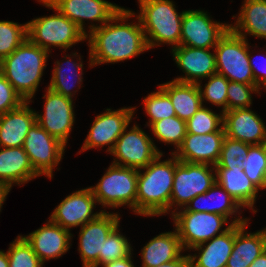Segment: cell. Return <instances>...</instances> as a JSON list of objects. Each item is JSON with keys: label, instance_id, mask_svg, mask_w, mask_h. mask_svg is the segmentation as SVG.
I'll return each mask as SVG.
<instances>
[{"label": "cell", "instance_id": "obj_1", "mask_svg": "<svg viewBox=\"0 0 266 267\" xmlns=\"http://www.w3.org/2000/svg\"><path fill=\"white\" fill-rule=\"evenodd\" d=\"M133 15L134 12L122 8L104 25L90 26V35L86 37L89 38L90 67L131 59L148 50L139 18L137 24L123 22ZM119 21L122 24H118Z\"/></svg>", "mask_w": 266, "mask_h": 267}, {"label": "cell", "instance_id": "obj_2", "mask_svg": "<svg viewBox=\"0 0 266 267\" xmlns=\"http://www.w3.org/2000/svg\"><path fill=\"white\" fill-rule=\"evenodd\" d=\"M160 161L159 154L143 170H138L136 213L144 216H158L169 212L173 178L176 167V156Z\"/></svg>", "mask_w": 266, "mask_h": 267}, {"label": "cell", "instance_id": "obj_3", "mask_svg": "<svg viewBox=\"0 0 266 267\" xmlns=\"http://www.w3.org/2000/svg\"><path fill=\"white\" fill-rule=\"evenodd\" d=\"M48 56V51L26 38L0 62V71L25 101L37 91Z\"/></svg>", "mask_w": 266, "mask_h": 267}, {"label": "cell", "instance_id": "obj_4", "mask_svg": "<svg viewBox=\"0 0 266 267\" xmlns=\"http://www.w3.org/2000/svg\"><path fill=\"white\" fill-rule=\"evenodd\" d=\"M138 3L140 14L136 17L141 23L148 49L161 43L178 47L184 11L178 14L170 0H139Z\"/></svg>", "mask_w": 266, "mask_h": 267}, {"label": "cell", "instance_id": "obj_5", "mask_svg": "<svg viewBox=\"0 0 266 267\" xmlns=\"http://www.w3.org/2000/svg\"><path fill=\"white\" fill-rule=\"evenodd\" d=\"M46 7L57 11L49 17H39L27 24V38L49 53L50 46L67 49L87 39V35L69 18L62 15L48 0H40Z\"/></svg>", "mask_w": 266, "mask_h": 267}, {"label": "cell", "instance_id": "obj_6", "mask_svg": "<svg viewBox=\"0 0 266 267\" xmlns=\"http://www.w3.org/2000/svg\"><path fill=\"white\" fill-rule=\"evenodd\" d=\"M175 229L180 238L183 249L193 247L210 241L215 236L225 233L233 224L247 223L248 219L235 217L227 228L221 229L228 223V218L215 213L188 212L185 208L180 212L172 211ZM222 230L219 234L218 232Z\"/></svg>", "mask_w": 266, "mask_h": 267}, {"label": "cell", "instance_id": "obj_7", "mask_svg": "<svg viewBox=\"0 0 266 267\" xmlns=\"http://www.w3.org/2000/svg\"><path fill=\"white\" fill-rule=\"evenodd\" d=\"M246 40L229 28L214 49L216 69L229 81L256 85L249 63L250 47Z\"/></svg>", "mask_w": 266, "mask_h": 267}, {"label": "cell", "instance_id": "obj_8", "mask_svg": "<svg viewBox=\"0 0 266 267\" xmlns=\"http://www.w3.org/2000/svg\"><path fill=\"white\" fill-rule=\"evenodd\" d=\"M138 170L112 163L100 182L90 187L96 202L104 207L129 205L136 213Z\"/></svg>", "mask_w": 266, "mask_h": 267}, {"label": "cell", "instance_id": "obj_9", "mask_svg": "<svg viewBox=\"0 0 266 267\" xmlns=\"http://www.w3.org/2000/svg\"><path fill=\"white\" fill-rule=\"evenodd\" d=\"M209 166L210 164L189 163L176 158L169 210L175 204L177 208L186 207L192 199L204 194L215 184L216 174H212L215 168Z\"/></svg>", "mask_w": 266, "mask_h": 267}, {"label": "cell", "instance_id": "obj_10", "mask_svg": "<svg viewBox=\"0 0 266 267\" xmlns=\"http://www.w3.org/2000/svg\"><path fill=\"white\" fill-rule=\"evenodd\" d=\"M65 147V144L50 135L37 122L28 131L23 145L35 172L39 176L45 174L51 179L53 168L61 161Z\"/></svg>", "mask_w": 266, "mask_h": 267}, {"label": "cell", "instance_id": "obj_11", "mask_svg": "<svg viewBox=\"0 0 266 267\" xmlns=\"http://www.w3.org/2000/svg\"><path fill=\"white\" fill-rule=\"evenodd\" d=\"M126 129L127 127L110 152L117 159H114L113 164L142 170L141 168H145L161 152L156 148L153 140L137 125H134L128 132Z\"/></svg>", "mask_w": 266, "mask_h": 267}, {"label": "cell", "instance_id": "obj_12", "mask_svg": "<svg viewBox=\"0 0 266 267\" xmlns=\"http://www.w3.org/2000/svg\"><path fill=\"white\" fill-rule=\"evenodd\" d=\"M229 28L230 24H220L211 20L207 12L201 10L184 11L180 45L213 49Z\"/></svg>", "mask_w": 266, "mask_h": 267}, {"label": "cell", "instance_id": "obj_13", "mask_svg": "<svg viewBox=\"0 0 266 267\" xmlns=\"http://www.w3.org/2000/svg\"><path fill=\"white\" fill-rule=\"evenodd\" d=\"M117 213L102 211L94 220L81 227L79 252L84 267H98L99 254L103 253L104 241L109 233L119 225Z\"/></svg>", "mask_w": 266, "mask_h": 267}, {"label": "cell", "instance_id": "obj_14", "mask_svg": "<svg viewBox=\"0 0 266 267\" xmlns=\"http://www.w3.org/2000/svg\"><path fill=\"white\" fill-rule=\"evenodd\" d=\"M43 116L36 113V122L50 135L67 144L74 124L73 100L47 88Z\"/></svg>", "mask_w": 266, "mask_h": 267}, {"label": "cell", "instance_id": "obj_15", "mask_svg": "<svg viewBox=\"0 0 266 267\" xmlns=\"http://www.w3.org/2000/svg\"><path fill=\"white\" fill-rule=\"evenodd\" d=\"M135 109L136 107L121 108L115 111L106 109L105 113L97 115L81 151L110 144L107 149L110 153L119 136L130 124Z\"/></svg>", "mask_w": 266, "mask_h": 267}, {"label": "cell", "instance_id": "obj_16", "mask_svg": "<svg viewBox=\"0 0 266 267\" xmlns=\"http://www.w3.org/2000/svg\"><path fill=\"white\" fill-rule=\"evenodd\" d=\"M95 203L96 199L90 187L78 190L62 200L54 209L50 220L68 231L72 227L80 225L82 227L104 211L101 210L99 213L93 214L92 211Z\"/></svg>", "mask_w": 266, "mask_h": 267}, {"label": "cell", "instance_id": "obj_17", "mask_svg": "<svg viewBox=\"0 0 266 267\" xmlns=\"http://www.w3.org/2000/svg\"><path fill=\"white\" fill-rule=\"evenodd\" d=\"M225 136L224 127L209 134L186 133L182 145L172 153L179 161L215 166L219 160Z\"/></svg>", "mask_w": 266, "mask_h": 267}, {"label": "cell", "instance_id": "obj_18", "mask_svg": "<svg viewBox=\"0 0 266 267\" xmlns=\"http://www.w3.org/2000/svg\"><path fill=\"white\" fill-rule=\"evenodd\" d=\"M62 15L73 21L86 35L84 19L107 23L119 12V7L105 0H48Z\"/></svg>", "mask_w": 266, "mask_h": 267}, {"label": "cell", "instance_id": "obj_19", "mask_svg": "<svg viewBox=\"0 0 266 267\" xmlns=\"http://www.w3.org/2000/svg\"><path fill=\"white\" fill-rule=\"evenodd\" d=\"M209 50L184 45L172 48L176 64L186 73L185 77H178L174 80L200 84L199 79L208 78L217 73L215 54Z\"/></svg>", "mask_w": 266, "mask_h": 267}, {"label": "cell", "instance_id": "obj_20", "mask_svg": "<svg viewBox=\"0 0 266 267\" xmlns=\"http://www.w3.org/2000/svg\"><path fill=\"white\" fill-rule=\"evenodd\" d=\"M223 127L227 137L250 145L262 144L266 138L265 123L249 108L225 111Z\"/></svg>", "mask_w": 266, "mask_h": 267}, {"label": "cell", "instance_id": "obj_21", "mask_svg": "<svg viewBox=\"0 0 266 267\" xmlns=\"http://www.w3.org/2000/svg\"><path fill=\"white\" fill-rule=\"evenodd\" d=\"M23 237L44 263L46 259H56L68 251L72 234L49 219L43 227Z\"/></svg>", "mask_w": 266, "mask_h": 267}, {"label": "cell", "instance_id": "obj_22", "mask_svg": "<svg viewBox=\"0 0 266 267\" xmlns=\"http://www.w3.org/2000/svg\"><path fill=\"white\" fill-rule=\"evenodd\" d=\"M25 101L20 107L0 115V147H21L32 125L36 111Z\"/></svg>", "mask_w": 266, "mask_h": 267}, {"label": "cell", "instance_id": "obj_23", "mask_svg": "<svg viewBox=\"0 0 266 267\" xmlns=\"http://www.w3.org/2000/svg\"><path fill=\"white\" fill-rule=\"evenodd\" d=\"M216 182L243 208L253 209L258 188L247 177L244 170L236 167H214Z\"/></svg>", "mask_w": 266, "mask_h": 267}, {"label": "cell", "instance_id": "obj_24", "mask_svg": "<svg viewBox=\"0 0 266 267\" xmlns=\"http://www.w3.org/2000/svg\"><path fill=\"white\" fill-rule=\"evenodd\" d=\"M246 225L235 224L234 244L226 267H249L266 250V228L248 234Z\"/></svg>", "mask_w": 266, "mask_h": 267}, {"label": "cell", "instance_id": "obj_25", "mask_svg": "<svg viewBox=\"0 0 266 267\" xmlns=\"http://www.w3.org/2000/svg\"><path fill=\"white\" fill-rule=\"evenodd\" d=\"M38 176L23 146L0 150V182L10 190L13 184H24Z\"/></svg>", "mask_w": 266, "mask_h": 267}, {"label": "cell", "instance_id": "obj_26", "mask_svg": "<svg viewBox=\"0 0 266 267\" xmlns=\"http://www.w3.org/2000/svg\"><path fill=\"white\" fill-rule=\"evenodd\" d=\"M234 238L235 224L225 233L212 238L205 248L204 243L193 247V250H199V255H190L191 267H226L232 253Z\"/></svg>", "mask_w": 266, "mask_h": 267}, {"label": "cell", "instance_id": "obj_27", "mask_svg": "<svg viewBox=\"0 0 266 267\" xmlns=\"http://www.w3.org/2000/svg\"><path fill=\"white\" fill-rule=\"evenodd\" d=\"M159 87L169 96L181 120L188 121L203 105L198 84L172 80Z\"/></svg>", "mask_w": 266, "mask_h": 267}, {"label": "cell", "instance_id": "obj_28", "mask_svg": "<svg viewBox=\"0 0 266 267\" xmlns=\"http://www.w3.org/2000/svg\"><path fill=\"white\" fill-rule=\"evenodd\" d=\"M183 247L175 229L174 232L161 233L142 248V267H157L181 256Z\"/></svg>", "mask_w": 266, "mask_h": 267}, {"label": "cell", "instance_id": "obj_29", "mask_svg": "<svg viewBox=\"0 0 266 267\" xmlns=\"http://www.w3.org/2000/svg\"><path fill=\"white\" fill-rule=\"evenodd\" d=\"M235 25L230 29L244 38L247 32L266 39V0H245Z\"/></svg>", "mask_w": 266, "mask_h": 267}, {"label": "cell", "instance_id": "obj_30", "mask_svg": "<svg viewBox=\"0 0 266 267\" xmlns=\"http://www.w3.org/2000/svg\"><path fill=\"white\" fill-rule=\"evenodd\" d=\"M216 192L219 194L221 193V195ZM218 198L220 199L218 200ZM217 201L220 203L217 204ZM199 203H203L204 206H199ZM240 207L241 206L220 186V184L215 182V184L207 192L192 199L185 209L188 212L215 213L228 218L230 215H234V213L236 214Z\"/></svg>", "mask_w": 266, "mask_h": 267}, {"label": "cell", "instance_id": "obj_31", "mask_svg": "<svg viewBox=\"0 0 266 267\" xmlns=\"http://www.w3.org/2000/svg\"><path fill=\"white\" fill-rule=\"evenodd\" d=\"M153 134L162 142L173 144L177 149L182 145L187 133L186 121L177 116L154 122L151 126Z\"/></svg>", "mask_w": 266, "mask_h": 267}, {"label": "cell", "instance_id": "obj_32", "mask_svg": "<svg viewBox=\"0 0 266 267\" xmlns=\"http://www.w3.org/2000/svg\"><path fill=\"white\" fill-rule=\"evenodd\" d=\"M243 170L258 189L266 188V154L261 144L249 147Z\"/></svg>", "mask_w": 266, "mask_h": 267}, {"label": "cell", "instance_id": "obj_33", "mask_svg": "<svg viewBox=\"0 0 266 267\" xmlns=\"http://www.w3.org/2000/svg\"><path fill=\"white\" fill-rule=\"evenodd\" d=\"M27 38V24L0 21V62L14 52Z\"/></svg>", "mask_w": 266, "mask_h": 267}, {"label": "cell", "instance_id": "obj_34", "mask_svg": "<svg viewBox=\"0 0 266 267\" xmlns=\"http://www.w3.org/2000/svg\"><path fill=\"white\" fill-rule=\"evenodd\" d=\"M187 133L209 134L223 128V113L220 115L201 106L196 113L186 121Z\"/></svg>", "mask_w": 266, "mask_h": 267}, {"label": "cell", "instance_id": "obj_35", "mask_svg": "<svg viewBox=\"0 0 266 267\" xmlns=\"http://www.w3.org/2000/svg\"><path fill=\"white\" fill-rule=\"evenodd\" d=\"M7 254L9 267H42L44 264L21 235L10 244Z\"/></svg>", "mask_w": 266, "mask_h": 267}, {"label": "cell", "instance_id": "obj_36", "mask_svg": "<svg viewBox=\"0 0 266 267\" xmlns=\"http://www.w3.org/2000/svg\"><path fill=\"white\" fill-rule=\"evenodd\" d=\"M251 145L242 141L224 137L221 153L217 164L214 167H236L244 168L246 159Z\"/></svg>", "mask_w": 266, "mask_h": 267}, {"label": "cell", "instance_id": "obj_37", "mask_svg": "<svg viewBox=\"0 0 266 267\" xmlns=\"http://www.w3.org/2000/svg\"><path fill=\"white\" fill-rule=\"evenodd\" d=\"M144 107L150 117L149 125L164 118L176 116L173 104L169 96L159 87L157 92L144 97Z\"/></svg>", "mask_w": 266, "mask_h": 267}, {"label": "cell", "instance_id": "obj_38", "mask_svg": "<svg viewBox=\"0 0 266 267\" xmlns=\"http://www.w3.org/2000/svg\"><path fill=\"white\" fill-rule=\"evenodd\" d=\"M117 225L104 241L103 253L99 254V265L106 264L131 255L130 242L118 232Z\"/></svg>", "mask_w": 266, "mask_h": 267}, {"label": "cell", "instance_id": "obj_39", "mask_svg": "<svg viewBox=\"0 0 266 267\" xmlns=\"http://www.w3.org/2000/svg\"><path fill=\"white\" fill-rule=\"evenodd\" d=\"M209 81L205 84V89L198 84L202 103L204 100L211 102L214 105L221 106L222 113L227 111V88L229 80L219 74L215 73L208 77Z\"/></svg>", "mask_w": 266, "mask_h": 267}, {"label": "cell", "instance_id": "obj_40", "mask_svg": "<svg viewBox=\"0 0 266 267\" xmlns=\"http://www.w3.org/2000/svg\"><path fill=\"white\" fill-rule=\"evenodd\" d=\"M65 62H66V65H70L71 64L70 57ZM56 64H55V68H54L53 73H52L53 75L51 78V82H50V85L48 86V88L51 89L52 91L56 92V93L62 94L63 96L72 99L73 93L71 92V90H72L71 88L73 85L69 84L67 81L68 75L65 73V70H64L65 68H62L64 63L61 64L60 61H57ZM71 67H70L71 69H73V68L76 69V72L71 71L72 72L71 75L77 76L78 77L77 83L81 84L82 79H83L82 78V69H83L82 62L80 61V63H78V64L73 62Z\"/></svg>", "mask_w": 266, "mask_h": 267}, {"label": "cell", "instance_id": "obj_41", "mask_svg": "<svg viewBox=\"0 0 266 267\" xmlns=\"http://www.w3.org/2000/svg\"><path fill=\"white\" fill-rule=\"evenodd\" d=\"M252 92H259L257 85L229 81L227 88V111L249 108L252 103Z\"/></svg>", "mask_w": 266, "mask_h": 267}, {"label": "cell", "instance_id": "obj_42", "mask_svg": "<svg viewBox=\"0 0 266 267\" xmlns=\"http://www.w3.org/2000/svg\"><path fill=\"white\" fill-rule=\"evenodd\" d=\"M25 100L0 71V115L20 107Z\"/></svg>", "mask_w": 266, "mask_h": 267}, {"label": "cell", "instance_id": "obj_43", "mask_svg": "<svg viewBox=\"0 0 266 267\" xmlns=\"http://www.w3.org/2000/svg\"><path fill=\"white\" fill-rule=\"evenodd\" d=\"M252 56L249 53V63H250V67L252 69L253 72V77L255 80V83L258 87V89L260 90V87H266V67L264 66L263 68V74L261 75V73L258 72V68H256L255 64H254V60L252 61ZM261 75V76H260Z\"/></svg>", "mask_w": 266, "mask_h": 267}, {"label": "cell", "instance_id": "obj_44", "mask_svg": "<svg viewBox=\"0 0 266 267\" xmlns=\"http://www.w3.org/2000/svg\"><path fill=\"white\" fill-rule=\"evenodd\" d=\"M157 267H191L190 254L186 256L181 255L179 258L175 259L174 261L161 264Z\"/></svg>", "mask_w": 266, "mask_h": 267}, {"label": "cell", "instance_id": "obj_45", "mask_svg": "<svg viewBox=\"0 0 266 267\" xmlns=\"http://www.w3.org/2000/svg\"><path fill=\"white\" fill-rule=\"evenodd\" d=\"M102 267H134V265H133L131 255H130V256L124 257L122 259L108 262V263L102 265Z\"/></svg>", "mask_w": 266, "mask_h": 267}, {"label": "cell", "instance_id": "obj_46", "mask_svg": "<svg viewBox=\"0 0 266 267\" xmlns=\"http://www.w3.org/2000/svg\"><path fill=\"white\" fill-rule=\"evenodd\" d=\"M249 267H266V250L258 256Z\"/></svg>", "mask_w": 266, "mask_h": 267}, {"label": "cell", "instance_id": "obj_47", "mask_svg": "<svg viewBox=\"0 0 266 267\" xmlns=\"http://www.w3.org/2000/svg\"><path fill=\"white\" fill-rule=\"evenodd\" d=\"M9 192L10 189L6 185L0 182V211L2 204L4 203L6 196L8 195Z\"/></svg>", "mask_w": 266, "mask_h": 267}, {"label": "cell", "instance_id": "obj_48", "mask_svg": "<svg viewBox=\"0 0 266 267\" xmlns=\"http://www.w3.org/2000/svg\"><path fill=\"white\" fill-rule=\"evenodd\" d=\"M0 267H9V259L7 252L0 250Z\"/></svg>", "mask_w": 266, "mask_h": 267}, {"label": "cell", "instance_id": "obj_49", "mask_svg": "<svg viewBox=\"0 0 266 267\" xmlns=\"http://www.w3.org/2000/svg\"><path fill=\"white\" fill-rule=\"evenodd\" d=\"M261 145L263 146L265 154H266V138L263 140Z\"/></svg>", "mask_w": 266, "mask_h": 267}]
</instances>
